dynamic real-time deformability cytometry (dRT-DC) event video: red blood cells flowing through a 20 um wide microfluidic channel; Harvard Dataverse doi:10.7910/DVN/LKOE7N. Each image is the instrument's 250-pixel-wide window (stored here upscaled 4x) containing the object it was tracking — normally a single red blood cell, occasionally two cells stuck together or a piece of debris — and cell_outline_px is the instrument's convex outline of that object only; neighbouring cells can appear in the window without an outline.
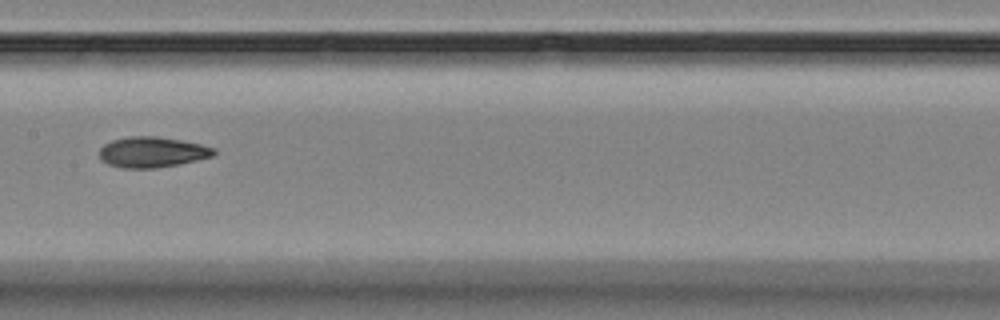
{"species": "Egyptian fruit bat (a non-hibernating species)", "species_latin": "Rousettus aegyptiacus", "temperature_condition": "room temperature", "stored_images_in_passage": 12, "camera_frame_rate_fps": 3000, "um_per_image_px": 0.085, "animal": {"sex": "female"}, "frame": {"image": 1, "passage_image": 6, "time_ms": 6.0, "image_size_px": [1000, 320], "cell_outline_px": [[216, 152], [212, 156], [196, 160], [156, 168], [124, 168], [108, 164], [100, 160], [100, 148], [104, 144], [112, 140], [128, 136], [156, 136], [180, 140], [200, 144], [216, 148]], "centroid_in_image_um": [12.91, 12.92], "position_along_channel_um": 194.5, "area_um2": 20.29}}
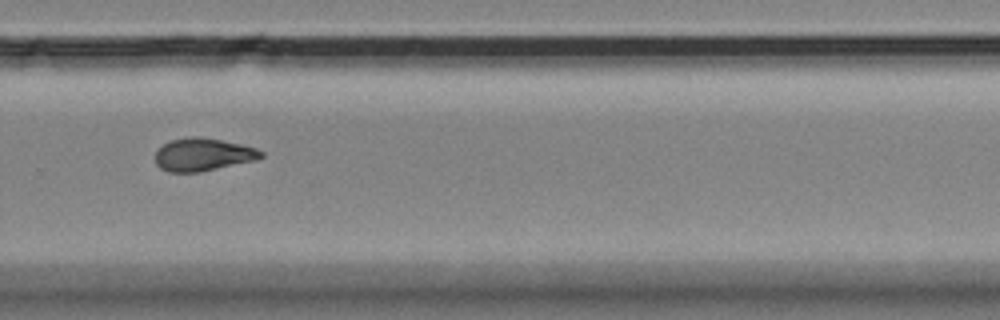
{"frame": {"image": 2, "passage_image": 9, "time_ms": 9.333, "image_size_px": [1000, 320], "cell_outline_px": [[264, 156], [256, 160], [200, 172], [168, 172], [160, 168], [156, 164], [156, 152], [164, 144], [172, 140], [188, 136], [200, 136], [240, 144], [256, 148], [264, 152]], "centroid_in_image_um": [17.26, 13.14], "position_along_channel_um": 312.5, "area_um2": 20.17}}
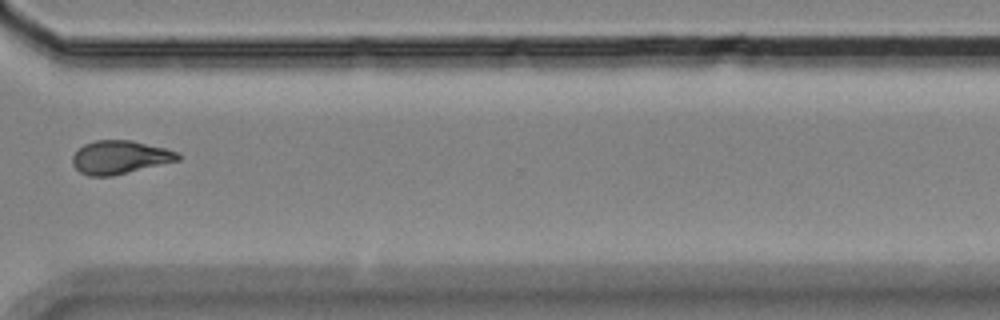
{"frame": {"image": 3, "passage_image": 10, "time_ms": 10.667, "image_size_px": [1000, 320], "cell_outline_px": [[180, 160], [112, 176], [88, 176], [80, 172], [72, 164], [72, 156], [84, 144], [96, 140], [132, 140], [164, 148], [176, 152], [180, 156]], "centroid_in_image_um": [10.17, 13.37], "position_along_channel_um": 360.4, "area_um2": 20.35}}